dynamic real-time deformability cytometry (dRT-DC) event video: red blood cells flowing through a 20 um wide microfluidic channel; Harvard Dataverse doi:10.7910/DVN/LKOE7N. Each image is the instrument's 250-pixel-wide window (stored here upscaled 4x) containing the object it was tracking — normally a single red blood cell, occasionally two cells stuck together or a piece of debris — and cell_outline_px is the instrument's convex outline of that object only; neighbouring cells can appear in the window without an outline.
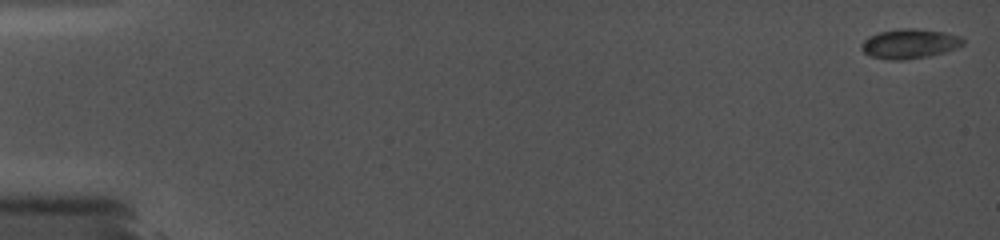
{"species": "common noctule bat (a hibernating species)", "species_latin": "Nyctalus noctula", "temperature_condition": "cold", "stored_images_in_passage": 51, "camera_frame_rate_fps": 5000, "um_per_image_px": 0.085, "animal": {"sex": "female", "body_mass_g": 19.0, "forearm_length_mm": 56.7}, "frame": {"image": 1, "passage_image": 1, "time_ms": 0.0, "image_size_px": [1000, 240], "cell_outline_px": [[964, 44], [956, 48], [944, 52], [928, 56], [904, 60], [892, 60], [872, 56], [864, 52], [860, 48], [860, 44], [868, 36], [880, 32], [904, 28], [912, 28], [944, 32], [960, 36], [964, 40]], "centroid_in_image_um": [77.31, 3.71], "position_along_channel_um": 7.7, "area_um2": 17.4}}
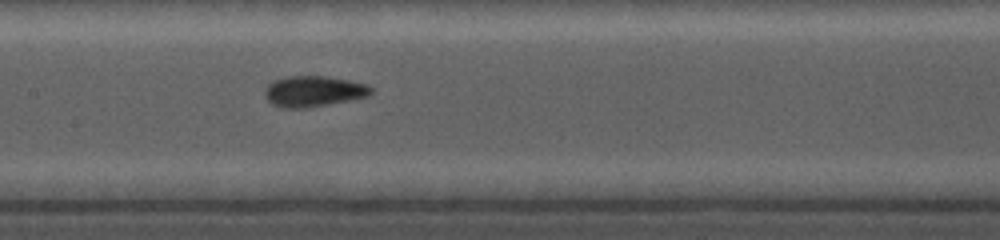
{"frame": {"image": 2, "passage_image": 31, "time_ms": 9.0, "image_size_px": [1000, 240], "cell_outline_px": [[372, 92], [368, 96], [308, 108], [280, 108], [272, 104], [264, 96], [264, 88], [272, 80], [284, 76], [328, 76], [368, 84], [372, 88]], "centroid_in_image_um": [26.6, 7.75], "position_along_channel_um": 180.8, "area_um2": 19.31}}
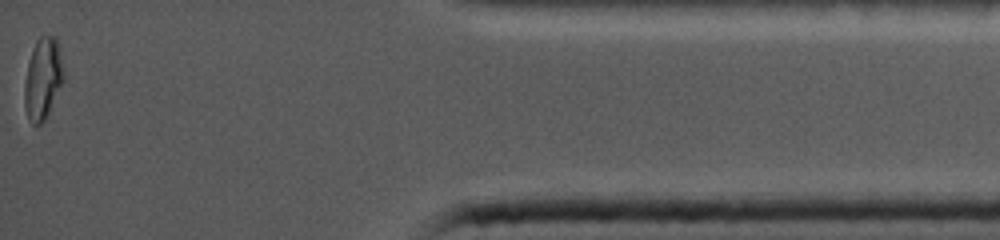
{"frame": {"image": 3, "passage_image": 51, "time_ms": 16.6, "image_size_px": [1000, 240], "cell_outline_px": [[64, 80], [48, 116], [40, 124], [32, 124], [28, 120], [24, 108], [24, 84], [28, 60], [32, 48], [36, 40], [40, 36], [56, 36], [60, 48], [64, 68]], "centroid_in_image_um": [3.65, 6.68], "position_along_channel_um": 431.6, "area_um2": 19.19}}